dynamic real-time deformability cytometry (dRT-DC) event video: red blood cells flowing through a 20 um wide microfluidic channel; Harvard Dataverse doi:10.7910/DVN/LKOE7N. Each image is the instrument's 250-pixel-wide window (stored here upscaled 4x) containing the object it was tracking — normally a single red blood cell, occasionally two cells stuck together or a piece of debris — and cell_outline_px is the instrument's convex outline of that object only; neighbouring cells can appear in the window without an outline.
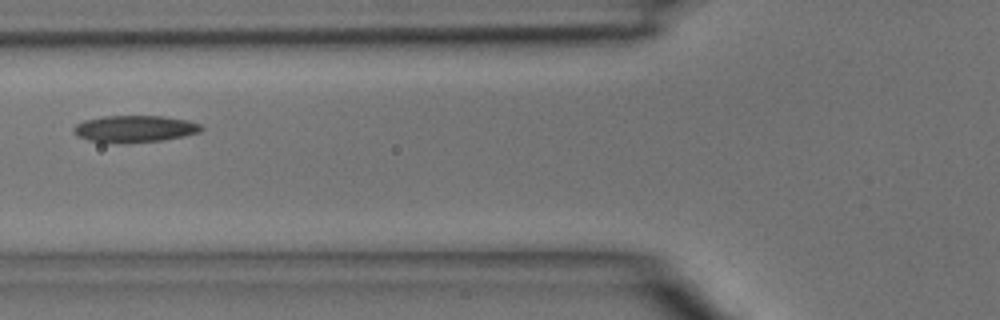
{"species": "common noctule bat (a hibernating species)", "species_latin": "Nyctalus noctula", "temperature_condition": "room temperature", "stored_images_in_passage": 5, "camera_frame_rate_fps": 3000, "um_per_image_px": 0.085, "animal": {"sex": "male", "body_mass_g": 15.6}, "frame": {"image": 1, "passage_image": 5, "time_ms": 1.333, "image_size_px": [1000, 320], "cell_outline_px": [[204, 128], [200, 132], [184, 136], [164, 140], [124, 144], [120, 144], [88, 140], [76, 136], [72, 132], [72, 128], [76, 124], [84, 120], [104, 116], [164, 116], [188, 120], [200, 124]], "centroid_in_image_um": [11.43, 10.96], "position_along_channel_um": 114.4, "area_um2": 20.35}}